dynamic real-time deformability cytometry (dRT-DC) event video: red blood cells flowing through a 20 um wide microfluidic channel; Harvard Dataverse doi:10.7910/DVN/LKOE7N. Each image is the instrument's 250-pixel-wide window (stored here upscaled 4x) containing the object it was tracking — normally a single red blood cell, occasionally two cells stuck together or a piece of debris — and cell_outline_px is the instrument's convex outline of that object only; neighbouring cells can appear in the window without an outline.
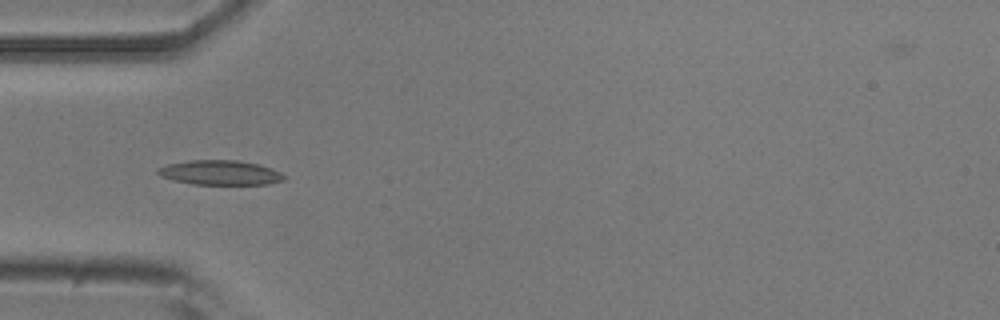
{"species": "common noctule bat (a hibernating species)", "species_latin": "Nyctalus noctula", "temperature_condition": "room temperature", "stored_images_in_passage": 5, "camera_frame_rate_fps": 3000, "um_per_image_px": 0.085, "animal": {"sex": "male", "body_mass_g": 20.5, "forearm_length_mm": 52.5}, "frame": {"image": 1, "passage_image": 4, "time_ms": 1.0, "image_size_px": [1000, 320], "cell_outline_px": [[288, 176], [284, 180], [268, 184], [192, 184], [172, 180], [160, 176], [156, 172], [156, 168], [168, 164], [188, 160], [236, 160], [260, 164], [280, 172]], "centroid_in_image_um": [18.7, 14.67], "position_along_channel_um": 66.3, "area_um2": 18.26}}
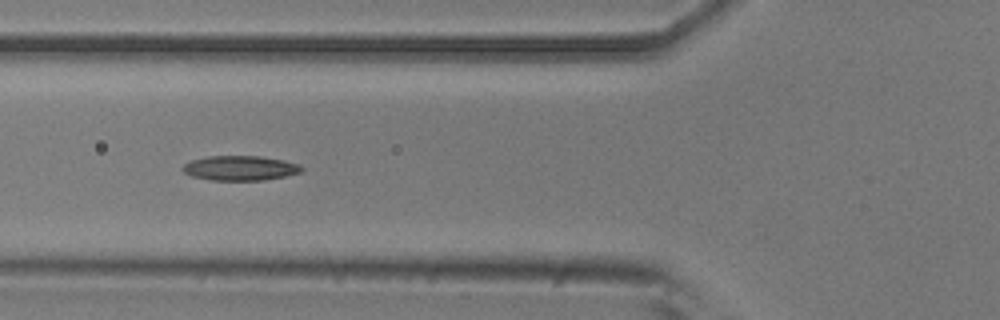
{"frame": {"image": 2, "passage_image": 5, "time_ms": 1.333, "image_size_px": [1000, 320], "cell_outline_px": [[304, 168], [300, 172], [284, 176], [264, 180], [212, 180], [192, 176], [184, 172], [180, 168], [184, 164], [192, 160], [208, 156], [260, 156], [284, 160], [300, 164]], "centroid_in_image_um": [20.41, 14.28], "position_along_channel_um": 105.4, "area_um2": 17.11}}